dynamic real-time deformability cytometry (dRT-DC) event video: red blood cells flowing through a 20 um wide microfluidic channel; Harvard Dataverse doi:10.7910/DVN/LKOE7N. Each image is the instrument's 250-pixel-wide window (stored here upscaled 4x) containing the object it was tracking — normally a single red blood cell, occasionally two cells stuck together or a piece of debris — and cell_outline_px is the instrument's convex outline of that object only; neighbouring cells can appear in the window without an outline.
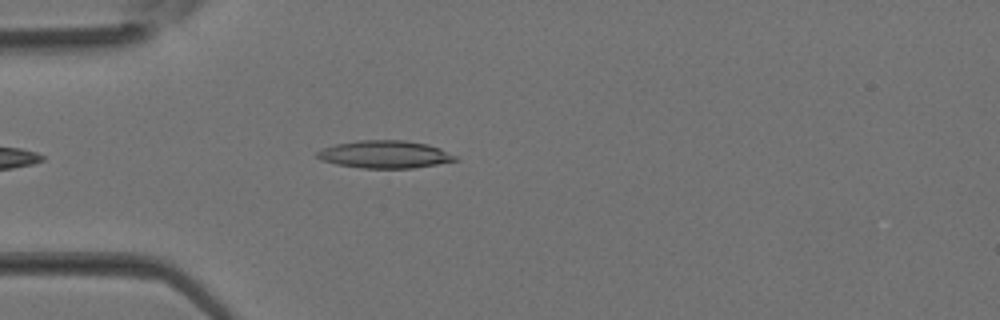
{"species": "Egyptian fruit bat (a non-hibernating species)", "species_latin": "Rousettus aegyptiacus", "temperature_condition": "room temperature", "stored_images_in_passage": 29, "camera_frame_rate_fps": 3000, "um_per_image_px": 0.085, "animal": {"sex": "female"}, "frame": {"image": 1, "passage_image": 4, "time_ms": 1.0, "image_size_px": [1000, 320], "cell_outline_px": [[460, 160], [412, 168], [360, 168], [336, 164], [320, 160], [316, 156], [316, 152], [324, 148], [336, 144], [360, 140], [404, 140], [428, 144], [440, 148], [456, 156]], "centroid_in_image_um": [32.71, 13.12], "position_along_channel_um": 52.3, "area_um2": 22.2}}
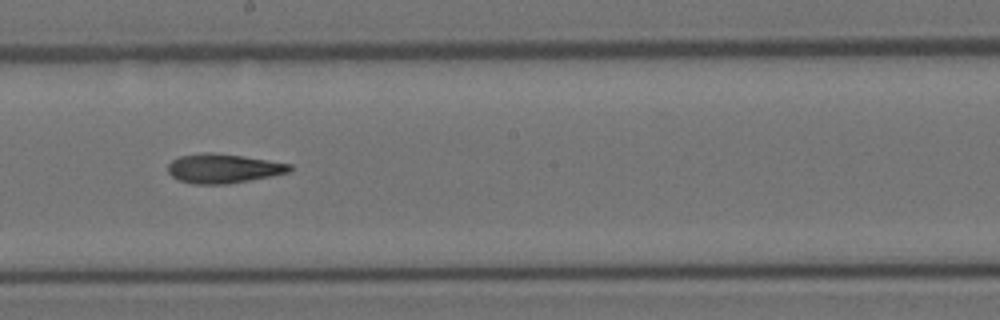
{"frame": {"image": 2, "passage_image": 14, "time_ms": 4.333, "image_size_px": [1000, 320], "cell_outline_px": [[292, 168], [288, 172], [272, 176], [228, 184], [192, 184], [180, 180], [172, 176], [168, 172], [168, 164], [172, 160], [180, 156], [204, 152], [212, 152], [244, 156], [292, 164]], "centroid_in_image_um": [18.98, 14.31], "position_along_channel_um": 229.2, "area_um2": 20.81}}
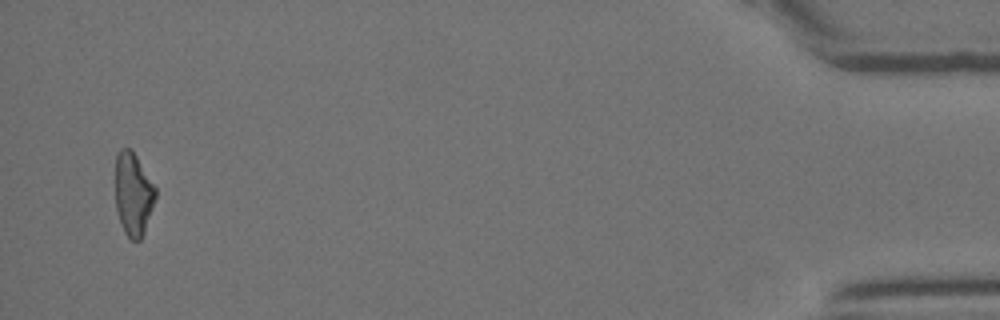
{"frame": {"image": 3, "passage_image": 29, "time_ms": 9.333, "image_size_px": [1000, 320], "cell_outline_px": [[156, 196], [144, 232], [140, 240], [132, 240], [124, 232], [116, 208], [116, 156], [120, 148], [132, 148], [156, 188]], "centroid_in_image_um": [11.32, 16.46], "position_along_channel_um": 423.9, "area_um2": 19.25}}